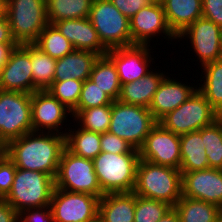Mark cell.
Here are the masks:
<instances>
[{
  "label": "cell",
  "instance_id": "obj_13",
  "mask_svg": "<svg viewBox=\"0 0 222 222\" xmlns=\"http://www.w3.org/2000/svg\"><path fill=\"white\" fill-rule=\"evenodd\" d=\"M73 118L72 111L53 97L47 90L31 94V121L33 131L66 135L63 123ZM62 130V132H61Z\"/></svg>",
  "mask_w": 222,
  "mask_h": 222
},
{
  "label": "cell",
  "instance_id": "obj_26",
  "mask_svg": "<svg viewBox=\"0 0 222 222\" xmlns=\"http://www.w3.org/2000/svg\"><path fill=\"white\" fill-rule=\"evenodd\" d=\"M73 129H71L72 127ZM65 128V147L77 156L87 159H94L101 151V133L84 130L71 125ZM75 126V129H74ZM77 128V130H76Z\"/></svg>",
  "mask_w": 222,
  "mask_h": 222
},
{
  "label": "cell",
  "instance_id": "obj_25",
  "mask_svg": "<svg viewBox=\"0 0 222 222\" xmlns=\"http://www.w3.org/2000/svg\"><path fill=\"white\" fill-rule=\"evenodd\" d=\"M181 172L199 171L209 168L201 129L180 135Z\"/></svg>",
  "mask_w": 222,
  "mask_h": 222
},
{
  "label": "cell",
  "instance_id": "obj_45",
  "mask_svg": "<svg viewBox=\"0 0 222 222\" xmlns=\"http://www.w3.org/2000/svg\"><path fill=\"white\" fill-rule=\"evenodd\" d=\"M17 46L18 44H0V69L6 64L11 51Z\"/></svg>",
  "mask_w": 222,
  "mask_h": 222
},
{
  "label": "cell",
  "instance_id": "obj_15",
  "mask_svg": "<svg viewBox=\"0 0 222 222\" xmlns=\"http://www.w3.org/2000/svg\"><path fill=\"white\" fill-rule=\"evenodd\" d=\"M130 31L132 45H151L152 38L160 35L171 43L177 39L167 24L163 5L158 4H147L131 17Z\"/></svg>",
  "mask_w": 222,
  "mask_h": 222
},
{
  "label": "cell",
  "instance_id": "obj_8",
  "mask_svg": "<svg viewBox=\"0 0 222 222\" xmlns=\"http://www.w3.org/2000/svg\"><path fill=\"white\" fill-rule=\"evenodd\" d=\"M55 188L86 193L101 198V190L92 159L83 158L64 148L55 178Z\"/></svg>",
  "mask_w": 222,
  "mask_h": 222
},
{
  "label": "cell",
  "instance_id": "obj_30",
  "mask_svg": "<svg viewBox=\"0 0 222 222\" xmlns=\"http://www.w3.org/2000/svg\"><path fill=\"white\" fill-rule=\"evenodd\" d=\"M92 3L93 0H46L48 23L88 18Z\"/></svg>",
  "mask_w": 222,
  "mask_h": 222
},
{
  "label": "cell",
  "instance_id": "obj_38",
  "mask_svg": "<svg viewBox=\"0 0 222 222\" xmlns=\"http://www.w3.org/2000/svg\"><path fill=\"white\" fill-rule=\"evenodd\" d=\"M100 147L102 152L113 154L139 153L124 139L109 132L101 133Z\"/></svg>",
  "mask_w": 222,
  "mask_h": 222
},
{
  "label": "cell",
  "instance_id": "obj_16",
  "mask_svg": "<svg viewBox=\"0 0 222 222\" xmlns=\"http://www.w3.org/2000/svg\"><path fill=\"white\" fill-rule=\"evenodd\" d=\"M0 90L33 93L31 44L15 47L0 69Z\"/></svg>",
  "mask_w": 222,
  "mask_h": 222
},
{
  "label": "cell",
  "instance_id": "obj_3",
  "mask_svg": "<svg viewBox=\"0 0 222 222\" xmlns=\"http://www.w3.org/2000/svg\"><path fill=\"white\" fill-rule=\"evenodd\" d=\"M139 160V153L100 152L93 164L102 192H133Z\"/></svg>",
  "mask_w": 222,
  "mask_h": 222
},
{
  "label": "cell",
  "instance_id": "obj_2",
  "mask_svg": "<svg viewBox=\"0 0 222 222\" xmlns=\"http://www.w3.org/2000/svg\"><path fill=\"white\" fill-rule=\"evenodd\" d=\"M133 192L174 206L182 197V173L179 169L140 159Z\"/></svg>",
  "mask_w": 222,
  "mask_h": 222
},
{
  "label": "cell",
  "instance_id": "obj_7",
  "mask_svg": "<svg viewBox=\"0 0 222 222\" xmlns=\"http://www.w3.org/2000/svg\"><path fill=\"white\" fill-rule=\"evenodd\" d=\"M88 18L107 50L132 45L130 19L110 0H93Z\"/></svg>",
  "mask_w": 222,
  "mask_h": 222
},
{
  "label": "cell",
  "instance_id": "obj_50",
  "mask_svg": "<svg viewBox=\"0 0 222 222\" xmlns=\"http://www.w3.org/2000/svg\"><path fill=\"white\" fill-rule=\"evenodd\" d=\"M217 119L222 123V108L217 112Z\"/></svg>",
  "mask_w": 222,
  "mask_h": 222
},
{
  "label": "cell",
  "instance_id": "obj_34",
  "mask_svg": "<svg viewBox=\"0 0 222 222\" xmlns=\"http://www.w3.org/2000/svg\"><path fill=\"white\" fill-rule=\"evenodd\" d=\"M209 168L222 169V123L217 119L201 128Z\"/></svg>",
  "mask_w": 222,
  "mask_h": 222
},
{
  "label": "cell",
  "instance_id": "obj_18",
  "mask_svg": "<svg viewBox=\"0 0 222 222\" xmlns=\"http://www.w3.org/2000/svg\"><path fill=\"white\" fill-rule=\"evenodd\" d=\"M182 173V196L222 208V169L207 168Z\"/></svg>",
  "mask_w": 222,
  "mask_h": 222
},
{
  "label": "cell",
  "instance_id": "obj_49",
  "mask_svg": "<svg viewBox=\"0 0 222 222\" xmlns=\"http://www.w3.org/2000/svg\"><path fill=\"white\" fill-rule=\"evenodd\" d=\"M7 144L4 140L0 137V149H6Z\"/></svg>",
  "mask_w": 222,
  "mask_h": 222
},
{
  "label": "cell",
  "instance_id": "obj_6",
  "mask_svg": "<svg viewBox=\"0 0 222 222\" xmlns=\"http://www.w3.org/2000/svg\"><path fill=\"white\" fill-rule=\"evenodd\" d=\"M157 124L149 108L115 100L111 105L108 132L114 134L134 149L139 150L150 130Z\"/></svg>",
  "mask_w": 222,
  "mask_h": 222
},
{
  "label": "cell",
  "instance_id": "obj_24",
  "mask_svg": "<svg viewBox=\"0 0 222 222\" xmlns=\"http://www.w3.org/2000/svg\"><path fill=\"white\" fill-rule=\"evenodd\" d=\"M162 5L167 24L176 36L202 18V0H164Z\"/></svg>",
  "mask_w": 222,
  "mask_h": 222
},
{
  "label": "cell",
  "instance_id": "obj_43",
  "mask_svg": "<svg viewBox=\"0 0 222 222\" xmlns=\"http://www.w3.org/2000/svg\"><path fill=\"white\" fill-rule=\"evenodd\" d=\"M0 44H17L13 39L8 18L4 12L0 15Z\"/></svg>",
  "mask_w": 222,
  "mask_h": 222
},
{
  "label": "cell",
  "instance_id": "obj_5",
  "mask_svg": "<svg viewBox=\"0 0 222 222\" xmlns=\"http://www.w3.org/2000/svg\"><path fill=\"white\" fill-rule=\"evenodd\" d=\"M55 178L48 174L16 168L9 194L4 198L18 213L29 208L49 206Z\"/></svg>",
  "mask_w": 222,
  "mask_h": 222
},
{
  "label": "cell",
  "instance_id": "obj_40",
  "mask_svg": "<svg viewBox=\"0 0 222 222\" xmlns=\"http://www.w3.org/2000/svg\"><path fill=\"white\" fill-rule=\"evenodd\" d=\"M19 222H55L50 205L40 208H29L18 213Z\"/></svg>",
  "mask_w": 222,
  "mask_h": 222
},
{
  "label": "cell",
  "instance_id": "obj_4",
  "mask_svg": "<svg viewBox=\"0 0 222 222\" xmlns=\"http://www.w3.org/2000/svg\"><path fill=\"white\" fill-rule=\"evenodd\" d=\"M3 12L18 45L35 43L49 24L46 0H4Z\"/></svg>",
  "mask_w": 222,
  "mask_h": 222
},
{
  "label": "cell",
  "instance_id": "obj_42",
  "mask_svg": "<svg viewBox=\"0 0 222 222\" xmlns=\"http://www.w3.org/2000/svg\"><path fill=\"white\" fill-rule=\"evenodd\" d=\"M112 4L129 19L133 17L142 7L149 4L147 0H110Z\"/></svg>",
  "mask_w": 222,
  "mask_h": 222
},
{
  "label": "cell",
  "instance_id": "obj_32",
  "mask_svg": "<svg viewBox=\"0 0 222 222\" xmlns=\"http://www.w3.org/2000/svg\"><path fill=\"white\" fill-rule=\"evenodd\" d=\"M73 122L84 130L105 133L108 132L111 121V105L92 107L81 111H72Z\"/></svg>",
  "mask_w": 222,
  "mask_h": 222
},
{
  "label": "cell",
  "instance_id": "obj_21",
  "mask_svg": "<svg viewBox=\"0 0 222 222\" xmlns=\"http://www.w3.org/2000/svg\"><path fill=\"white\" fill-rule=\"evenodd\" d=\"M135 193L104 194L99 200L98 222H134Z\"/></svg>",
  "mask_w": 222,
  "mask_h": 222
},
{
  "label": "cell",
  "instance_id": "obj_10",
  "mask_svg": "<svg viewBox=\"0 0 222 222\" xmlns=\"http://www.w3.org/2000/svg\"><path fill=\"white\" fill-rule=\"evenodd\" d=\"M31 131V94L0 90V137L7 144Z\"/></svg>",
  "mask_w": 222,
  "mask_h": 222
},
{
  "label": "cell",
  "instance_id": "obj_48",
  "mask_svg": "<svg viewBox=\"0 0 222 222\" xmlns=\"http://www.w3.org/2000/svg\"><path fill=\"white\" fill-rule=\"evenodd\" d=\"M6 156V149H0V162Z\"/></svg>",
  "mask_w": 222,
  "mask_h": 222
},
{
  "label": "cell",
  "instance_id": "obj_11",
  "mask_svg": "<svg viewBox=\"0 0 222 222\" xmlns=\"http://www.w3.org/2000/svg\"><path fill=\"white\" fill-rule=\"evenodd\" d=\"M97 196L55 188L50 207L55 222H98Z\"/></svg>",
  "mask_w": 222,
  "mask_h": 222
},
{
  "label": "cell",
  "instance_id": "obj_33",
  "mask_svg": "<svg viewBox=\"0 0 222 222\" xmlns=\"http://www.w3.org/2000/svg\"><path fill=\"white\" fill-rule=\"evenodd\" d=\"M34 44L56 60L74 50L72 43L53 24H48L43 29Z\"/></svg>",
  "mask_w": 222,
  "mask_h": 222
},
{
  "label": "cell",
  "instance_id": "obj_9",
  "mask_svg": "<svg viewBox=\"0 0 222 222\" xmlns=\"http://www.w3.org/2000/svg\"><path fill=\"white\" fill-rule=\"evenodd\" d=\"M217 112L197 89L184 103L167 113L158 123L174 134L182 135L212 124Z\"/></svg>",
  "mask_w": 222,
  "mask_h": 222
},
{
  "label": "cell",
  "instance_id": "obj_44",
  "mask_svg": "<svg viewBox=\"0 0 222 222\" xmlns=\"http://www.w3.org/2000/svg\"><path fill=\"white\" fill-rule=\"evenodd\" d=\"M0 222H19L18 212L5 199H0Z\"/></svg>",
  "mask_w": 222,
  "mask_h": 222
},
{
  "label": "cell",
  "instance_id": "obj_28",
  "mask_svg": "<svg viewBox=\"0 0 222 222\" xmlns=\"http://www.w3.org/2000/svg\"><path fill=\"white\" fill-rule=\"evenodd\" d=\"M113 101L118 100L121 83L114 62L107 56H99L95 61L90 78Z\"/></svg>",
  "mask_w": 222,
  "mask_h": 222
},
{
  "label": "cell",
  "instance_id": "obj_51",
  "mask_svg": "<svg viewBox=\"0 0 222 222\" xmlns=\"http://www.w3.org/2000/svg\"><path fill=\"white\" fill-rule=\"evenodd\" d=\"M216 222H222V208L219 211V214L217 216Z\"/></svg>",
  "mask_w": 222,
  "mask_h": 222
},
{
  "label": "cell",
  "instance_id": "obj_31",
  "mask_svg": "<svg viewBox=\"0 0 222 222\" xmlns=\"http://www.w3.org/2000/svg\"><path fill=\"white\" fill-rule=\"evenodd\" d=\"M56 59L45 54L34 43L31 44V66L33 75V93L46 90L53 82Z\"/></svg>",
  "mask_w": 222,
  "mask_h": 222
},
{
  "label": "cell",
  "instance_id": "obj_37",
  "mask_svg": "<svg viewBox=\"0 0 222 222\" xmlns=\"http://www.w3.org/2000/svg\"><path fill=\"white\" fill-rule=\"evenodd\" d=\"M113 100L91 79L83 82L77 107L73 111H81L92 107L112 105Z\"/></svg>",
  "mask_w": 222,
  "mask_h": 222
},
{
  "label": "cell",
  "instance_id": "obj_46",
  "mask_svg": "<svg viewBox=\"0 0 222 222\" xmlns=\"http://www.w3.org/2000/svg\"><path fill=\"white\" fill-rule=\"evenodd\" d=\"M158 222H180L178 212L172 207Z\"/></svg>",
  "mask_w": 222,
  "mask_h": 222
},
{
  "label": "cell",
  "instance_id": "obj_12",
  "mask_svg": "<svg viewBox=\"0 0 222 222\" xmlns=\"http://www.w3.org/2000/svg\"><path fill=\"white\" fill-rule=\"evenodd\" d=\"M182 39L189 40L201 67L222 58L221 27L213 21L203 17L197 19L177 35L176 42Z\"/></svg>",
  "mask_w": 222,
  "mask_h": 222
},
{
  "label": "cell",
  "instance_id": "obj_19",
  "mask_svg": "<svg viewBox=\"0 0 222 222\" xmlns=\"http://www.w3.org/2000/svg\"><path fill=\"white\" fill-rule=\"evenodd\" d=\"M169 76L166 75L163 78L149 106V110L157 122L184 103L198 89V85L195 83L188 85V82L183 83L178 81L180 79H172Z\"/></svg>",
  "mask_w": 222,
  "mask_h": 222
},
{
  "label": "cell",
  "instance_id": "obj_52",
  "mask_svg": "<svg viewBox=\"0 0 222 222\" xmlns=\"http://www.w3.org/2000/svg\"><path fill=\"white\" fill-rule=\"evenodd\" d=\"M4 11V0H0V15L3 13Z\"/></svg>",
  "mask_w": 222,
  "mask_h": 222
},
{
  "label": "cell",
  "instance_id": "obj_23",
  "mask_svg": "<svg viewBox=\"0 0 222 222\" xmlns=\"http://www.w3.org/2000/svg\"><path fill=\"white\" fill-rule=\"evenodd\" d=\"M156 68L144 77L121 85L119 101L126 104L149 108L155 92L163 78L167 75Z\"/></svg>",
  "mask_w": 222,
  "mask_h": 222
},
{
  "label": "cell",
  "instance_id": "obj_22",
  "mask_svg": "<svg viewBox=\"0 0 222 222\" xmlns=\"http://www.w3.org/2000/svg\"><path fill=\"white\" fill-rule=\"evenodd\" d=\"M98 57L99 55L94 52L74 49L70 54L56 61L53 81H64L71 78L79 81L89 79Z\"/></svg>",
  "mask_w": 222,
  "mask_h": 222
},
{
  "label": "cell",
  "instance_id": "obj_36",
  "mask_svg": "<svg viewBox=\"0 0 222 222\" xmlns=\"http://www.w3.org/2000/svg\"><path fill=\"white\" fill-rule=\"evenodd\" d=\"M83 82L73 78L53 81L46 90L70 111H73L78 105Z\"/></svg>",
  "mask_w": 222,
  "mask_h": 222
},
{
  "label": "cell",
  "instance_id": "obj_14",
  "mask_svg": "<svg viewBox=\"0 0 222 222\" xmlns=\"http://www.w3.org/2000/svg\"><path fill=\"white\" fill-rule=\"evenodd\" d=\"M139 156L142 160L180 169V135L166 130L157 122L139 149Z\"/></svg>",
  "mask_w": 222,
  "mask_h": 222
},
{
  "label": "cell",
  "instance_id": "obj_1",
  "mask_svg": "<svg viewBox=\"0 0 222 222\" xmlns=\"http://www.w3.org/2000/svg\"><path fill=\"white\" fill-rule=\"evenodd\" d=\"M64 148V134L31 131L8 142L6 155L16 168L39 171L56 178Z\"/></svg>",
  "mask_w": 222,
  "mask_h": 222
},
{
  "label": "cell",
  "instance_id": "obj_35",
  "mask_svg": "<svg viewBox=\"0 0 222 222\" xmlns=\"http://www.w3.org/2000/svg\"><path fill=\"white\" fill-rule=\"evenodd\" d=\"M173 206L135 194L134 222H158Z\"/></svg>",
  "mask_w": 222,
  "mask_h": 222
},
{
  "label": "cell",
  "instance_id": "obj_47",
  "mask_svg": "<svg viewBox=\"0 0 222 222\" xmlns=\"http://www.w3.org/2000/svg\"><path fill=\"white\" fill-rule=\"evenodd\" d=\"M147 2L149 4H158V5H162L164 0H147Z\"/></svg>",
  "mask_w": 222,
  "mask_h": 222
},
{
  "label": "cell",
  "instance_id": "obj_20",
  "mask_svg": "<svg viewBox=\"0 0 222 222\" xmlns=\"http://www.w3.org/2000/svg\"><path fill=\"white\" fill-rule=\"evenodd\" d=\"M53 25L76 50L91 51L99 56H104L108 52L99 40L97 31L89 18L61 20L54 22Z\"/></svg>",
  "mask_w": 222,
  "mask_h": 222
},
{
  "label": "cell",
  "instance_id": "obj_41",
  "mask_svg": "<svg viewBox=\"0 0 222 222\" xmlns=\"http://www.w3.org/2000/svg\"><path fill=\"white\" fill-rule=\"evenodd\" d=\"M202 17L222 27V0H202Z\"/></svg>",
  "mask_w": 222,
  "mask_h": 222
},
{
  "label": "cell",
  "instance_id": "obj_39",
  "mask_svg": "<svg viewBox=\"0 0 222 222\" xmlns=\"http://www.w3.org/2000/svg\"><path fill=\"white\" fill-rule=\"evenodd\" d=\"M15 173L16 166L6 155L0 162V199L9 194Z\"/></svg>",
  "mask_w": 222,
  "mask_h": 222
},
{
  "label": "cell",
  "instance_id": "obj_53",
  "mask_svg": "<svg viewBox=\"0 0 222 222\" xmlns=\"http://www.w3.org/2000/svg\"><path fill=\"white\" fill-rule=\"evenodd\" d=\"M221 46H222V27H221Z\"/></svg>",
  "mask_w": 222,
  "mask_h": 222
},
{
  "label": "cell",
  "instance_id": "obj_17",
  "mask_svg": "<svg viewBox=\"0 0 222 222\" xmlns=\"http://www.w3.org/2000/svg\"><path fill=\"white\" fill-rule=\"evenodd\" d=\"M150 50L152 46L138 44L108 50L106 55L114 62L121 85L139 80L151 71V62L155 61Z\"/></svg>",
  "mask_w": 222,
  "mask_h": 222
},
{
  "label": "cell",
  "instance_id": "obj_29",
  "mask_svg": "<svg viewBox=\"0 0 222 222\" xmlns=\"http://www.w3.org/2000/svg\"><path fill=\"white\" fill-rule=\"evenodd\" d=\"M180 222H216L220 207L199 199L182 196L173 206Z\"/></svg>",
  "mask_w": 222,
  "mask_h": 222
},
{
  "label": "cell",
  "instance_id": "obj_27",
  "mask_svg": "<svg viewBox=\"0 0 222 222\" xmlns=\"http://www.w3.org/2000/svg\"><path fill=\"white\" fill-rule=\"evenodd\" d=\"M201 79L196 80L198 90L205 96L211 107L218 112L222 108V60L202 66ZM204 74V75H203ZM203 75V77H202Z\"/></svg>",
  "mask_w": 222,
  "mask_h": 222
}]
</instances>
